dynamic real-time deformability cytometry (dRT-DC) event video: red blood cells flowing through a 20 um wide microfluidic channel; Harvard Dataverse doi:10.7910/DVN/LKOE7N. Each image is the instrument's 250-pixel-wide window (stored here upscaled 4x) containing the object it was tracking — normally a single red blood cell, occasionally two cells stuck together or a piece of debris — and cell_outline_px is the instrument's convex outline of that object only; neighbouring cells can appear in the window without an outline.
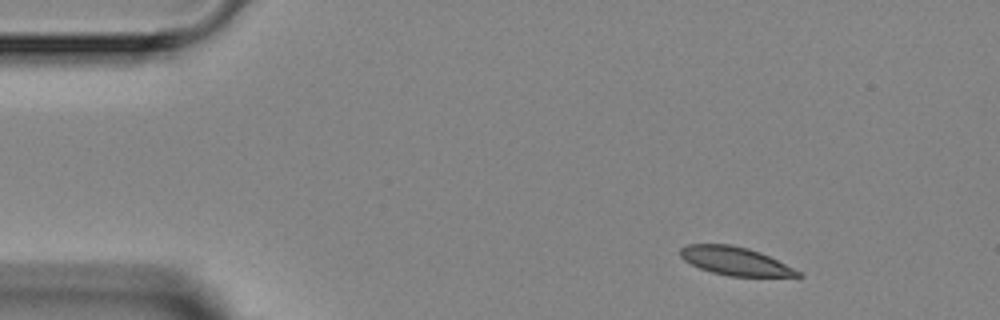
{"species": "Egyptian fruit bat (a non-hibernating species)", "species_latin": "Rousettus aegyptiacus", "temperature_condition": "room temperature", "stored_images_in_passage": 3, "camera_frame_rate_fps": 3000, "um_per_image_px": 0.085, "animal": {"sex": "female"}, "frame": {"image": 1, "passage_image": 1, "time_ms": 0.0, "image_size_px": [1000, 320], "cell_outline_px": [[804, 276], [728, 276], [712, 272], [700, 268], [684, 260], [680, 256], [680, 248], [688, 244], [728, 244], [748, 248], [760, 252], [800, 272]], "centroid_in_image_um": [62.44, 22.18], "position_along_channel_um": 22.6, "area_um2": 19.02}}